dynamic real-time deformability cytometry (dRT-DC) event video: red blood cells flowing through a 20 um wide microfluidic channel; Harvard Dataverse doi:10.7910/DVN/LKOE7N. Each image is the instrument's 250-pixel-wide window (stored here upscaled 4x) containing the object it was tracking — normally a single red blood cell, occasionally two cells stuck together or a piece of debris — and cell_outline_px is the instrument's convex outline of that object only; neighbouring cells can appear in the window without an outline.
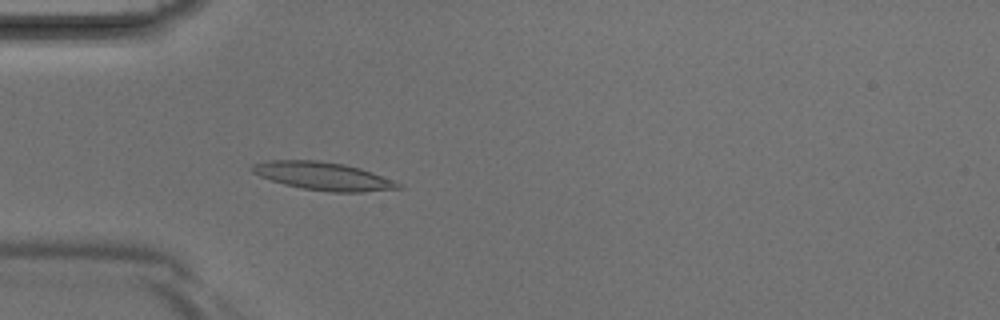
{"species": "Egyptian fruit bat (a non-hibernating species)", "species_latin": "Rousettus aegyptiacus", "temperature_condition": "room temperature", "stored_images_in_passage": 3, "camera_frame_rate_fps": 3000, "um_per_image_px": 0.085, "animal": {"sex": "male"}, "frame": {"image": 1, "passage_image": 3, "time_ms": 0.667, "image_size_px": [1000, 320], "cell_outline_px": [[404, 188], [364, 192], [332, 192], [304, 188], [284, 184], [260, 176], [252, 172], [252, 164], [268, 160], [316, 160], [344, 164], [360, 168], [372, 172], [392, 180], [400, 184]], "centroid_in_image_um": [27.48, 14.96], "position_along_channel_um": 57.5, "area_um2": 23.64}}